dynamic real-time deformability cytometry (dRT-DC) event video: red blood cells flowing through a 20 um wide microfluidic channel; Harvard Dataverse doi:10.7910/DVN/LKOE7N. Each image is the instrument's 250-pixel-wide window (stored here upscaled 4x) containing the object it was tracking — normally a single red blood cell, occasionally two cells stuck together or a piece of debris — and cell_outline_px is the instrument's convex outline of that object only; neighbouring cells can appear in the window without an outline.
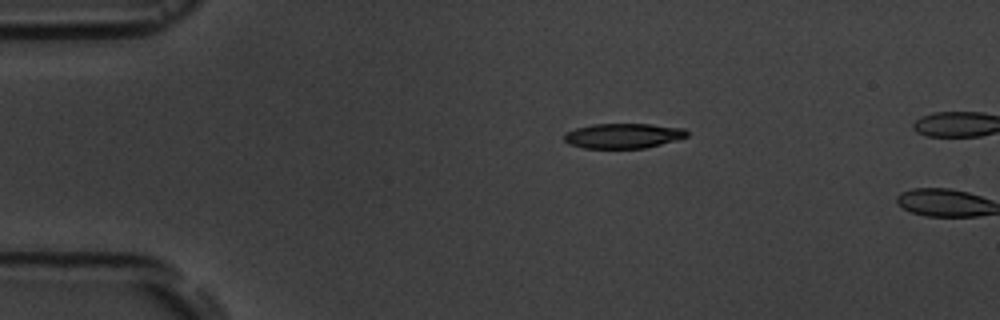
{"species": "common noctule bat (a hibernating species)", "species_latin": "Nyctalus noctula", "temperature_condition": "room temperature", "stored_images_in_passage": 2, "camera_frame_rate_fps": 3000, "um_per_image_px": 0.085, "animal": {"sex": "male", "body_mass_g": 19.5, "forearm_length_mm": 54.6}, "frame": {"image": 1, "passage_image": 1, "time_ms": 0.0, "image_size_px": [1000, 320], "cell_outline_px": [[688, 136], [660, 144], [644, 148], [584, 148], [568, 144], [564, 140], [564, 132], [576, 128], [592, 124], [652, 124], [684, 128], [688, 132]], "centroid_in_image_um": [52.93, 11.53], "position_along_channel_um": 32.1, "area_um2": 17.86}}